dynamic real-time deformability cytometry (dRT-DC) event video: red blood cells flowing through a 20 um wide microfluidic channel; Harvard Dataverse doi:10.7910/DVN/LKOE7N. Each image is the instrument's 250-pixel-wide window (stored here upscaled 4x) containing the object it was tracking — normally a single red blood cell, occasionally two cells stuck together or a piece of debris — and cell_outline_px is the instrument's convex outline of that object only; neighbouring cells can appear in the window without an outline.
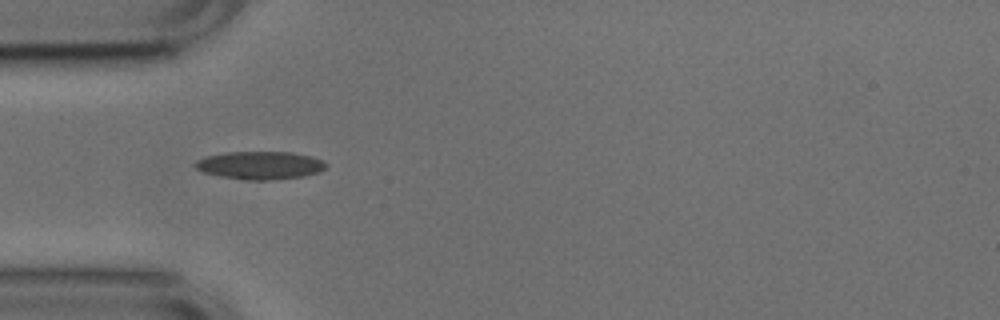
{"species": "common noctule bat (a hibernating species)", "species_latin": "Nyctalus noctula", "temperature_condition": "cold", "stored_images_in_passage": 38, "camera_frame_rate_fps": 3000, "um_per_image_px": 0.085, "animal": {"sex": "male", "body_mass_g": 17.9, "forearm_length_mm": 54.2}, "frame": {"image": 1, "passage_image": 1, "time_ms": 0.0, "image_size_px": [1000, 320], "cell_outline_px": [[328, 164], [320, 172], [304, 176], [268, 180], [244, 180], [220, 176], [204, 172], [196, 168], [192, 164], [196, 160], [208, 156], [228, 152], [292, 152], [312, 156]], "centroid_in_image_um": [22.11, 14.05], "position_along_channel_um": 62.9, "area_um2": 21.27}}
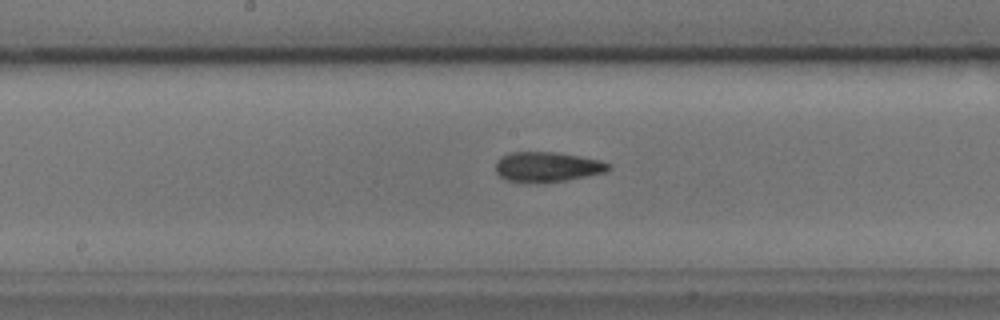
{"frame": {"image": 2, "passage_image": 12, "time_ms": 3.667, "image_size_px": [1000, 320], "cell_outline_px": [[612, 168], [604, 172], [588, 176], [568, 180], [528, 184], [524, 184], [508, 180], [500, 176], [496, 172], [496, 160], [500, 156], [512, 152], [556, 152], [580, 156], [600, 160], [612, 164]], "centroid_in_image_um": [46.51, 14.2], "position_along_channel_um": 201.7, "area_um2": 20.11}}
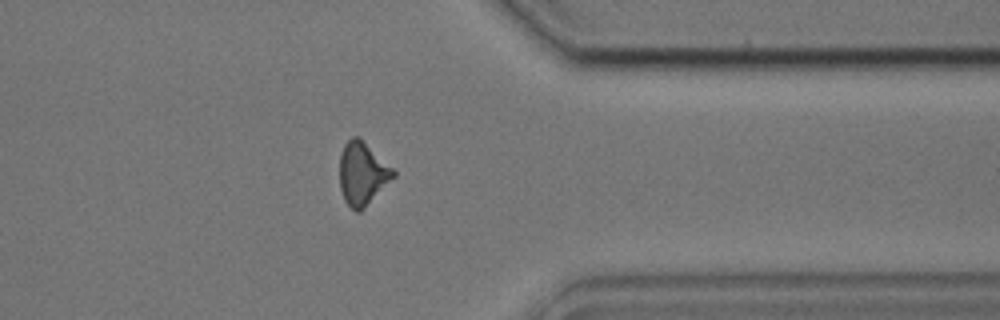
{"frame": {"image": 3, "passage_image": 27, "time_ms": 8.667, "image_size_px": [1000, 320], "cell_outline_px": [[396, 176], [360, 212], [356, 212], [344, 200], [340, 188], [340, 152], [344, 144], [352, 136], [360, 136], [396, 172]], "centroid_in_image_um": [30.8, 14.73], "position_along_channel_um": 380.6, "area_um2": 19.77}, "authors_computed_cell_mechanics": {"area_um2": 19.363, "velocity_mm_per_s": 3.7811, "shape_relaxation_time_tau1_ms": null, "shape_relaxation_time_tau2_ms": 2.8373, "deformation_change_tau1": null, "deformation_change_tau2": 0.1111}}